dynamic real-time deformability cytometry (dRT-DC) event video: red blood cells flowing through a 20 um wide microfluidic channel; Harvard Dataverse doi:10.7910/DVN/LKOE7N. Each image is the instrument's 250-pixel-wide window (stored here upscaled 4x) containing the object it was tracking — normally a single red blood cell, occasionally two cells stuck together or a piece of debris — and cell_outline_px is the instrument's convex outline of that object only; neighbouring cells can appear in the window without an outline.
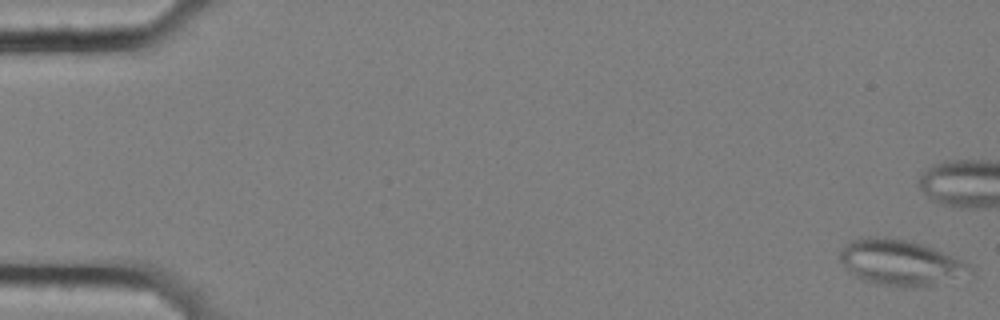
{"species": "common noctule bat (a hibernating species)", "species_latin": "Nyctalus noctula", "temperature_condition": "cold", "stored_images_in_passage": 59, "segment_of_instrument_passage": [1, 2], "camera_frame_rate_fps": 3000, "um_per_image_px": 0.085, "animal": {"sex": "female", "body_mass_g": 25.1}, "frame": {"image": 1, "passage_image": 1, "time_ms": 0.0, "image_size_px": [1000, 320], "cell_outline_px": [[972, 276], [932, 284], [876, 284], [864, 280], [856, 276], [844, 268], [840, 260], [840, 252], [848, 240], [868, 236], [884, 236], [908, 240], [932, 248], [964, 260], [972, 264]], "centroid_in_image_um": [76.55, 22.27], "position_along_channel_um": 8.5, "area_um2": 34.22}}